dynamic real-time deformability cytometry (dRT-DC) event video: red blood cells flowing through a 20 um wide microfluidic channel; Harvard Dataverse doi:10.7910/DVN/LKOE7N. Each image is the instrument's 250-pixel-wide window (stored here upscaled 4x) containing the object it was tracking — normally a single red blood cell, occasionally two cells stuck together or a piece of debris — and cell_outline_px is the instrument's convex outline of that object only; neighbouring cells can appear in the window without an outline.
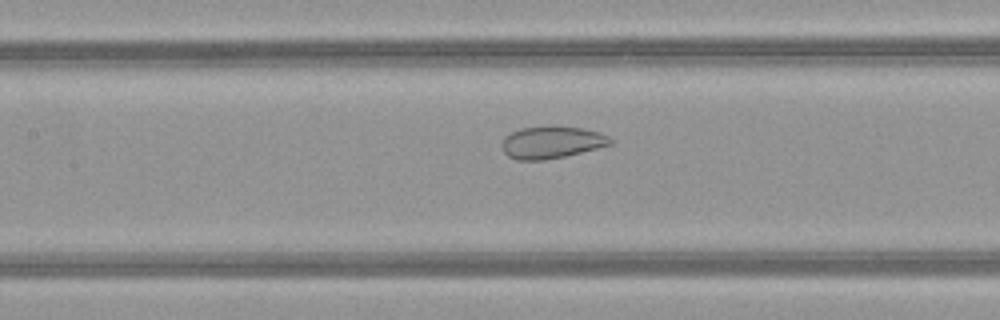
{"species": "common noctule bat (a hibernating species)", "species_latin": "Nyctalus noctula", "temperature_condition": "warm", "stored_images_in_passage": 51, "camera_frame_rate_fps": 3000, "um_per_image_px": 0.085, "animal": {"sex": "female", "body_mass_g": 21.9}, "frame": {"image": 1, "passage_image": 24, "time_ms": 7.667, "image_size_px": [1000, 320], "cell_outline_px": [[612, 144], [564, 156], [544, 160], [516, 160], [508, 156], [504, 152], [500, 144], [504, 136], [520, 128], [548, 124], [552, 124], [584, 128], [608, 136], [612, 140]], "centroid_in_image_um": [46.83, 12.06], "position_along_channel_um": 160.6, "area_um2": 20.69}}
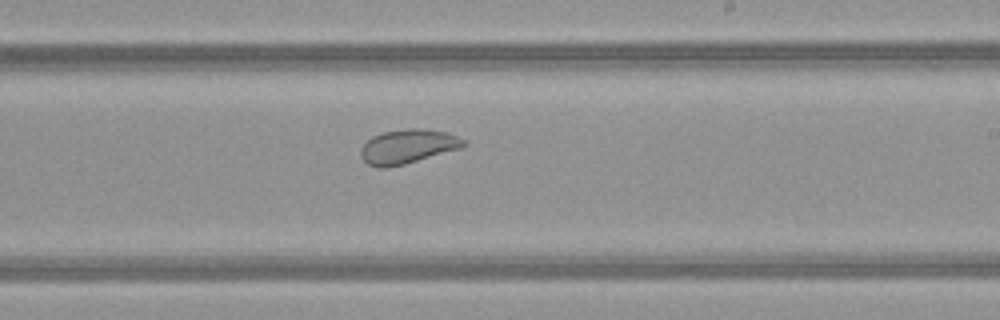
{"frame": {"image": 2, "passage_image": 31, "time_ms": 10.0, "image_size_px": [1000, 320], "cell_outline_px": [[468, 144], [464, 148], [404, 164], [388, 168], [376, 168], [368, 164], [360, 156], [360, 148], [372, 136], [384, 132], [408, 128], [420, 128], [448, 132], [464, 140]], "centroid_in_image_um": [34.68, 12.46], "position_along_channel_um": 254.3, "area_um2": 20.75}}
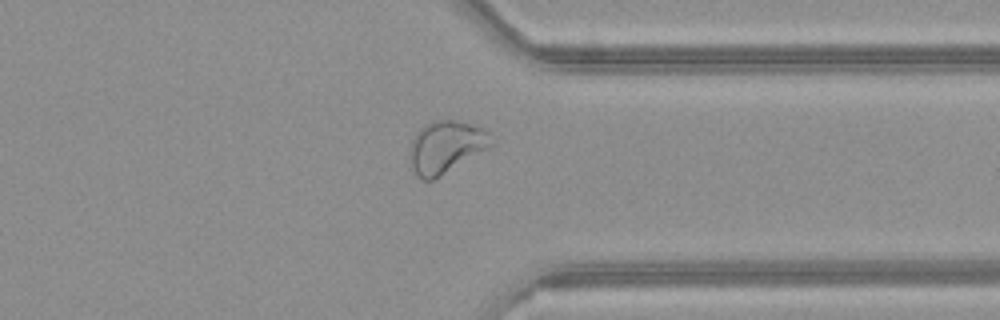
{"frame": {"image": 3, "passage_image": 40, "time_ms": 13.0, "image_size_px": [1000, 320], "cell_outline_px": [[496, 140], [488, 148], [440, 176], [432, 180], [424, 180], [412, 168], [408, 152], [412, 140], [416, 132], [424, 124], [432, 120], [456, 120], [484, 128], [496, 136]], "centroid_in_image_um": [37.93, 12.45], "position_along_channel_um": 373.5, "area_um2": 24.97}, "authors_computed_cell_mechanics": {"area_um2": 27.3394, "velocity_mm_per_s": 4.042, "shape_relaxation_time_tau1_ms": null, "shape_relaxation_time_tau2_ms": 0.8841, "deformation_change_tau1": null, "deformation_change_tau2": 0.0655}}